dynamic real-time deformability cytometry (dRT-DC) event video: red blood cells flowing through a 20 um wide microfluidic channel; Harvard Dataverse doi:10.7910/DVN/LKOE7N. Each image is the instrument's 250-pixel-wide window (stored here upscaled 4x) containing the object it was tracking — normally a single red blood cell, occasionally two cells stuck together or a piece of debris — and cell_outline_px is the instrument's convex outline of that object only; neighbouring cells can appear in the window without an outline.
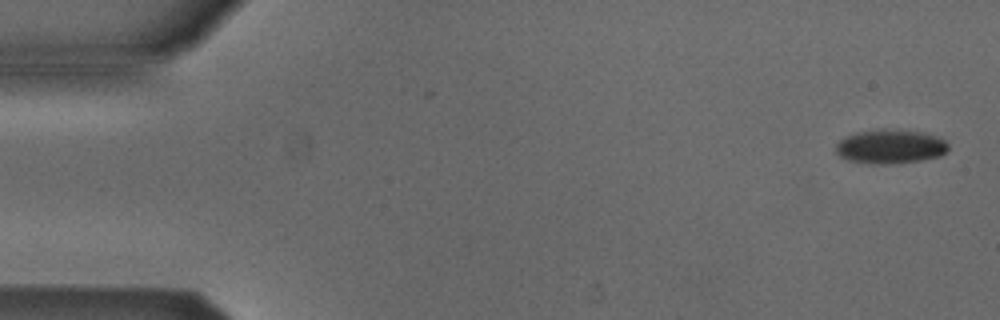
{"species": "Egyptian fruit bat (a non-hibernating species)", "species_latin": "Rousettus aegyptiacus", "temperature_condition": "cold", "stored_images_in_passage": 2, "camera_frame_rate_fps": 3000, "um_per_image_px": 0.085, "animal": {"sex": "male"}, "frame": {"image": 1, "passage_image": 2, "time_ms": 0.333, "image_size_px": [1000, 320], "cell_outline_px": [[948, 148], [940, 156], [920, 160], [888, 164], [880, 164], [848, 160], [840, 156], [836, 152], [836, 144], [844, 136], [856, 132], [884, 128], [920, 132], [936, 136], [944, 140], [948, 144]], "centroid_in_image_um": [75.65, 12.44], "position_along_channel_um": 9.4, "area_um2": 22.2}}